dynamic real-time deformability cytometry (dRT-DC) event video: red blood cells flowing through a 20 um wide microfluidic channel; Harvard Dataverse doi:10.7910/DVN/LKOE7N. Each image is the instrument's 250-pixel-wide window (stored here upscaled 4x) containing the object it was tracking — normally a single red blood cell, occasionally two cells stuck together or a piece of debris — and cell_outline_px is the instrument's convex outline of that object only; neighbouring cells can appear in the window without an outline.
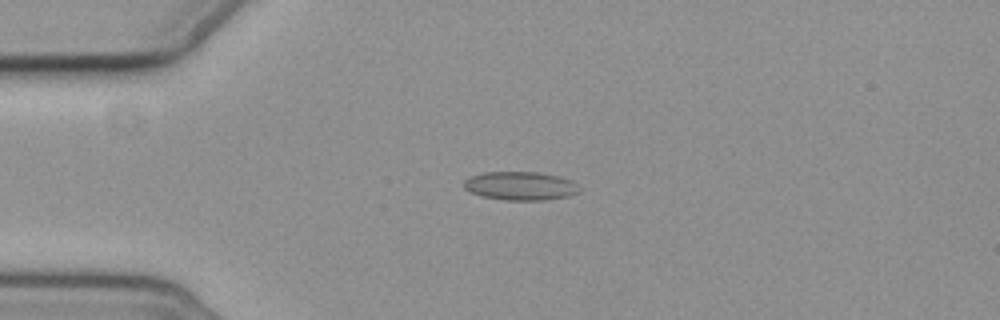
{"species": "common noctule bat (a hibernating species)", "species_latin": "Nyctalus noctula", "temperature_condition": "cold", "stored_images_in_passage": 4, "camera_frame_rate_fps": 3000, "um_per_image_px": 0.085, "animal": {"sex": "female", "body_mass_g": 19.3, "forearm_length_mm": 54.1}, "frame": {"image": 1, "passage_image": 3, "time_ms": 2.667, "image_size_px": [1000, 320], "cell_outline_px": [[580, 192], [568, 196], [548, 200], [504, 200], [480, 196], [464, 188], [464, 180], [472, 176], [484, 172], [536, 172], [560, 176], [572, 180], [580, 188]], "centroid_in_image_um": [44.26, 15.8], "position_along_channel_um": 40.7, "area_um2": 19.31}}